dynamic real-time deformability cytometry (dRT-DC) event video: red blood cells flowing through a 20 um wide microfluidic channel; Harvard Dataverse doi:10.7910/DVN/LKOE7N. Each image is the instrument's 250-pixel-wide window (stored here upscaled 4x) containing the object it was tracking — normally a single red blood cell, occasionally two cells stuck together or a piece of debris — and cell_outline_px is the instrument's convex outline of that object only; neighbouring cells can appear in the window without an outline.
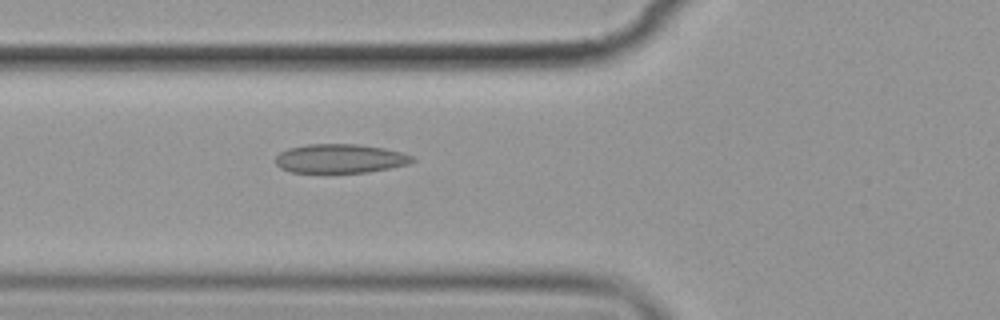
{"species": "common noctule bat (a hibernating species)", "species_latin": "Nyctalus noctula", "temperature_condition": "cold", "stored_images_in_passage": 5, "camera_frame_rate_fps": 3000, "um_per_image_px": 0.085, "animal": {"sex": "female", "body_mass_g": 19.9}, "frame": {"image": 1, "passage_image": 5, "time_ms": 5.667, "image_size_px": [1000, 320], "cell_outline_px": [[416, 160], [408, 164], [368, 172], [292, 172], [280, 168], [276, 164], [276, 156], [280, 152], [288, 148], [308, 144], [356, 144], [384, 148], [400, 152], [412, 156]], "centroid_in_image_um": [28.89, 13.47], "position_along_channel_um": 96.9, "area_um2": 22.95}}